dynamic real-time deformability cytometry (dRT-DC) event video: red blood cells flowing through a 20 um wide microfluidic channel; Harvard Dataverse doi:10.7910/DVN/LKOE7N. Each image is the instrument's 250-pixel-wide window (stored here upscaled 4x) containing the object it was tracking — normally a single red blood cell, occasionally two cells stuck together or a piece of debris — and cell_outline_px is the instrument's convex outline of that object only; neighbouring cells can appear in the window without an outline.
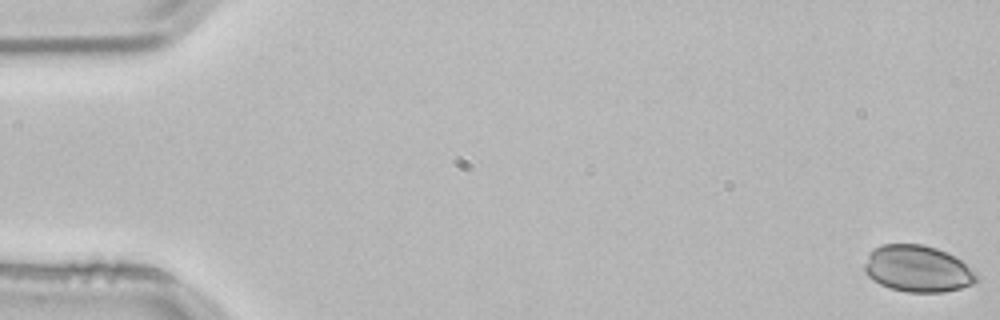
{"species": "common noctule bat (a hibernating species)", "species_latin": "Nyctalus noctula", "temperature_condition": "room temperature", "stored_images_in_passage": 54, "camera_frame_rate_fps": 3000, "um_per_image_px": 0.085, "animal": {"sex": "male", "body_mass_g": 21.5, "forearm_length_mm": 52.0}, "frame": {"image": 1, "passage_image": 1, "time_ms": 0.0, "image_size_px": [1000, 320], "cell_outline_px": [[976, 280], [972, 284], [960, 288], [944, 292], [904, 292], [880, 284], [872, 280], [864, 272], [864, 264], [868, 252], [884, 244], [924, 244], [936, 248], [960, 260], [976, 272]], "centroid_in_image_um": [77.96, 22.84], "position_along_channel_um": 7.0, "area_um2": 30.29}}
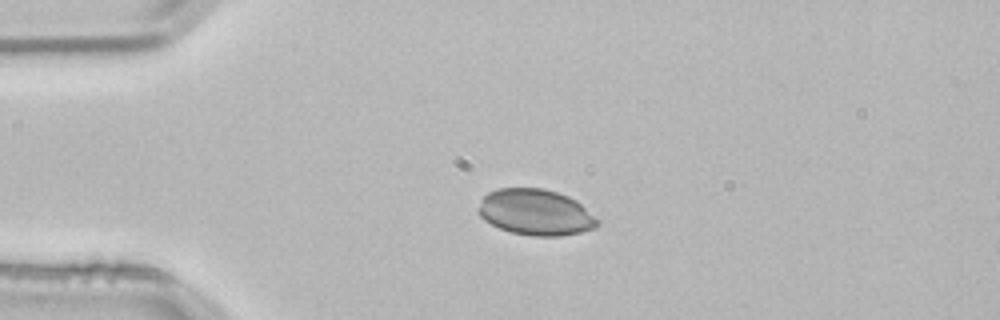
{"frame": {"image": 2, "passage_image": 13, "time_ms": 4.0, "image_size_px": [1000, 320], "cell_outline_px": [[600, 224], [592, 228], [580, 232], [560, 236], [532, 236], [512, 232], [500, 228], [484, 220], [480, 216], [480, 200], [488, 192], [496, 188], [544, 188], [568, 196], [576, 200], [600, 220]], "centroid_in_image_um": [45.54, 18.04], "position_along_channel_um": 39.5, "area_um2": 31.85}}
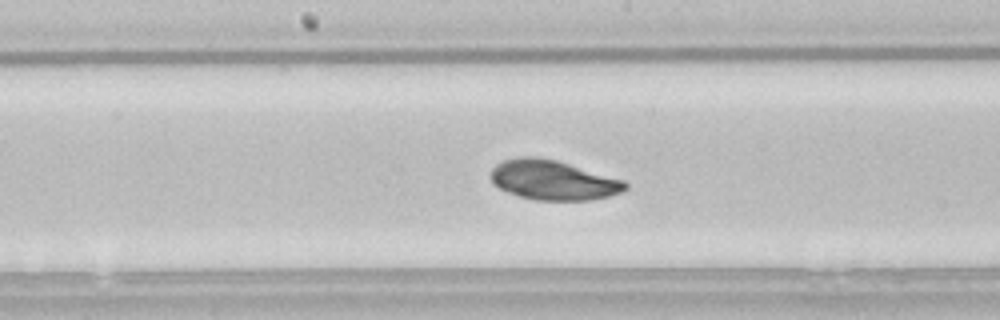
{"frame": {"image": 3, "passage_image": 28, "time_ms": 9.0, "image_size_px": [1000, 320], "cell_outline_px": [[628, 188], [620, 192], [608, 196], [592, 200], [536, 200], [520, 196], [508, 192], [500, 188], [492, 180], [492, 168], [496, 164], [504, 160], [520, 156], [536, 156], [556, 160], [624, 180], [628, 184]], "centroid_in_image_um": [47.03, 15.3], "position_along_channel_um": 201.2, "area_um2": 30.87}}